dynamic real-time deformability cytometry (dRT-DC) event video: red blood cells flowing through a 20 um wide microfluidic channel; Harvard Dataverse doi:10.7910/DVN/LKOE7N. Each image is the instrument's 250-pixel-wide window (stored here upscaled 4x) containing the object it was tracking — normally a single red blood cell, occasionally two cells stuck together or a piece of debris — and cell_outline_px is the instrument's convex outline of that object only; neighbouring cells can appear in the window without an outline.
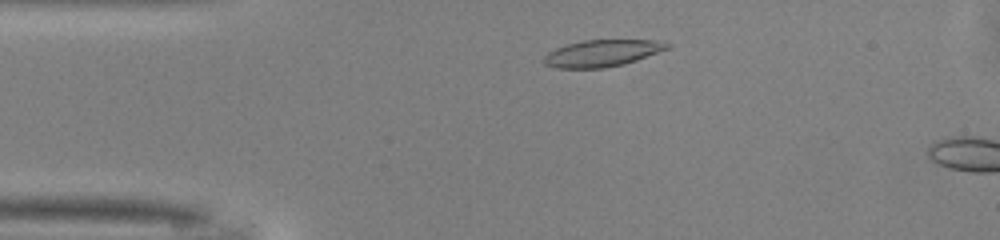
{"species": "common noctule bat (a hibernating species)", "species_latin": "Nyctalus noctula", "temperature_condition": "warm", "stored_images_in_passage": 6, "camera_frame_rate_fps": 3000, "um_per_image_px": 0.085, "animal": {"sex": "male", "body_mass_g": 13.0, "forearm_length_mm": 53.1}, "frame": {"image": 1, "passage_image": 3, "time_ms": 0.667, "image_size_px": [1000, 240], "cell_outline_px": [[672, 48], [624, 64], [604, 68], [556, 68], [544, 64], [544, 56], [548, 52], [556, 48], [580, 40], [664, 40], [672, 44]], "centroid_in_image_um": [51.24, 4.51], "position_along_channel_um": 33.8, "area_um2": 19.48}}